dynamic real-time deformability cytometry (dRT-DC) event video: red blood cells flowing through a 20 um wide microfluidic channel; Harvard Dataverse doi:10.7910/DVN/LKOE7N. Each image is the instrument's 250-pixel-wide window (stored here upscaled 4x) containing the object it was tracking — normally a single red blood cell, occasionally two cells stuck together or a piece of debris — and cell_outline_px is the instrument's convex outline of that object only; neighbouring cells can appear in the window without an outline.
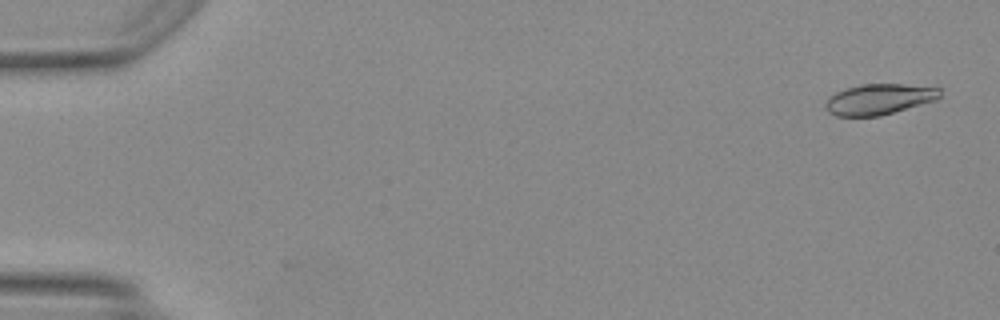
{"species": "Egyptian fruit bat (a non-hibernating species)", "species_latin": "Rousettus aegyptiacus", "temperature_condition": "warm", "stored_images_in_passage": 11, "camera_frame_rate_fps": 3000, "um_per_image_px": 0.085, "animal": {"sex": "female"}, "frame": {"image": 1, "passage_image": 2, "time_ms": 0.333, "image_size_px": [1000, 320], "cell_outline_px": [[940, 96], [936, 100], [880, 116], [836, 116], [828, 112], [824, 104], [828, 96], [836, 92], [860, 84], [904, 84], [940, 88]], "centroid_in_image_um": [74.69, 8.43], "position_along_channel_um": 10.3, "area_um2": 20.46}}